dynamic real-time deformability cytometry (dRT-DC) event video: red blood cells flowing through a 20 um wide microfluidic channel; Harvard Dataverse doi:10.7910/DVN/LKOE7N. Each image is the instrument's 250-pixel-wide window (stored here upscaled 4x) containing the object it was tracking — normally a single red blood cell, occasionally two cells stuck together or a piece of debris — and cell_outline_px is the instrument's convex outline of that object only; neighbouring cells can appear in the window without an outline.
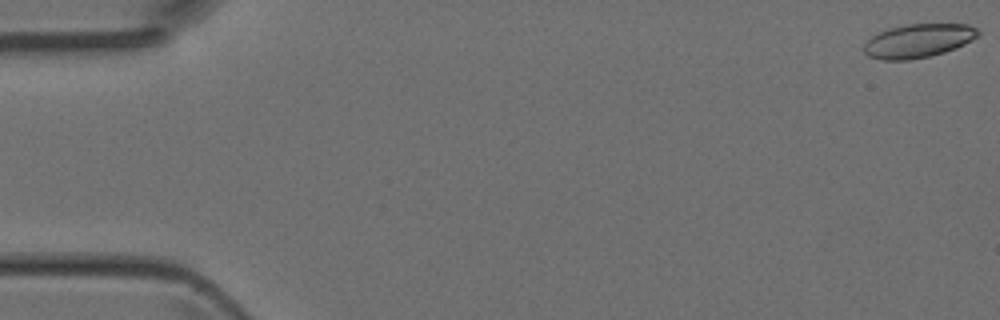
{"species": "Egyptian fruit bat (a non-hibernating species)", "species_latin": "Rousettus aegyptiacus", "temperature_condition": "room temperature", "stored_images_in_passage": 4, "camera_frame_rate_fps": 3000, "um_per_image_px": 0.085, "animal": {"sex": "female"}, "frame": {"image": 1, "passage_image": 1, "time_ms": 0.0, "image_size_px": [1000, 320], "cell_outline_px": [[980, 32], [972, 40], [956, 48], [944, 52], [928, 56], [908, 60], [884, 60], [868, 56], [864, 52], [864, 44], [872, 36], [888, 28], [904, 24], [968, 24], [976, 28]], "centroid_in_image_um": [78.04, 3.46], "position_along_channel_um": 7.0, "area_um2": 22.31}}
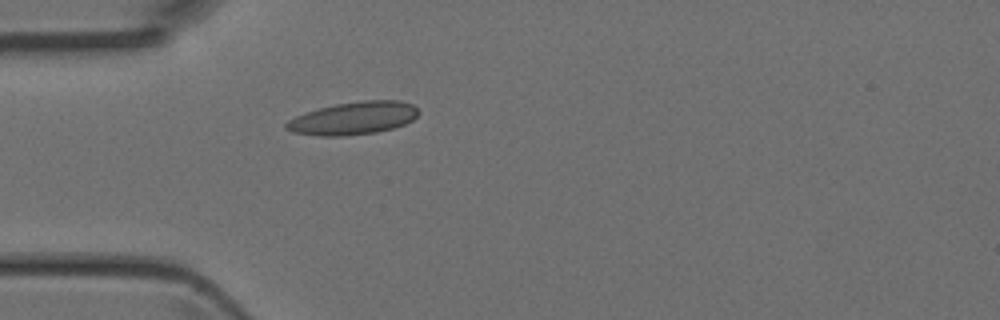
{"frame": {"image": 2, "passage_image": 4, "time_ms": 1.0, "image_size_px": [1000, 320], "cell_outline_px": [[420, 112], [412, 120], [404, 124], [392, 128], [376, 132], [344, 136], [320, 136], [292, 132], [284, 128], [284, 124], [288, 120], [304, 112], [336, 104], [364, 100], [400, 100], [412, 104]], "centroid_in_image_um": [30.01, 10.05], "position_along_channel_um": 55.0, "area_um2": 25.26}}